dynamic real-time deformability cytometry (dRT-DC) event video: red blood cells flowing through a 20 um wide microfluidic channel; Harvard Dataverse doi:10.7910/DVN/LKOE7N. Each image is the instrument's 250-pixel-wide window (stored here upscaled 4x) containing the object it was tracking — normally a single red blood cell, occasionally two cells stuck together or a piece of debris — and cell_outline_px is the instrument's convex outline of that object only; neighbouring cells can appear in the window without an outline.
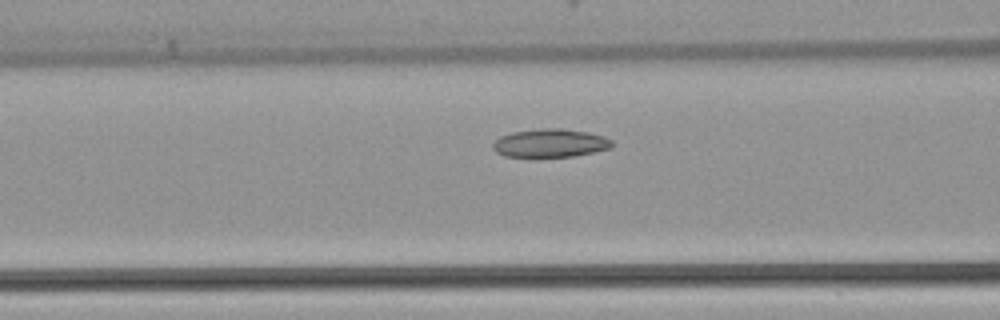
{"species": "common noctule bat (a hibernating species)", "species_latin": "Nyctalus noctula", "temperature_condition": "warm", "stored_images_in_passage": 25, "camera_frame_rate_fps": 3000, "um_per_image_px": 0.085, "animal": {"sex": "female", "body_mass_g": 22.7, "forearm_length_mm": 54.2}, "frame": {"image": 1, "passage_image": 6, "time_ms": 1.667, "image_size_px": [1000, 320], "cell_outline_px": [[612, 148], [572, 156], [532, 160], [504, 156], [496, 152], [492, 148], [492, 144], [500, 136], [512, 132], [540, 128], [560, 128], [588, 132], [604, 136], [612, 140]], "centroid_in_image_um": [46.7, 12.21], "position_along_channel_um": 119.9, "area_um2": 20.52}}
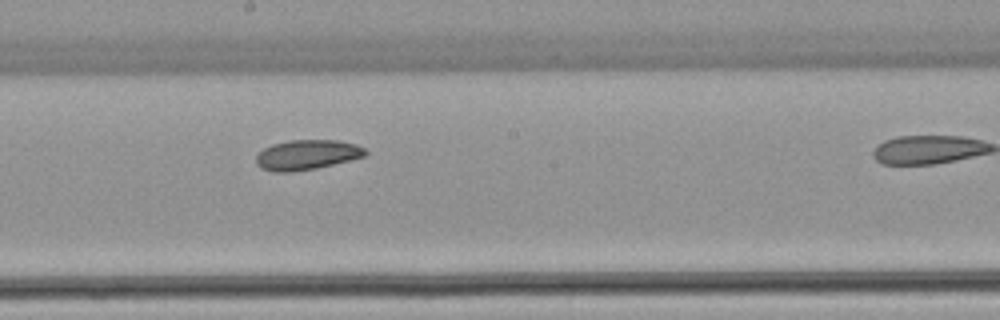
{"frame": {"image": 2, "passage_image": 13, "time_ms": 4.0, "image_size_px": [1000, 320], "cell_outline_px": [[368, 152], [364, 156], [316, 168], [292, 172], [272, 172], [260, 168], [256, 164], [256, 156], [264, 148], [272, 144], [288, 140], [336, 140], [356, 144], [364, 148]], "centroid_in_image_um": [26.05, 13.16], "position_along_channel_um": 222.2, "area_um2": 19.02}}
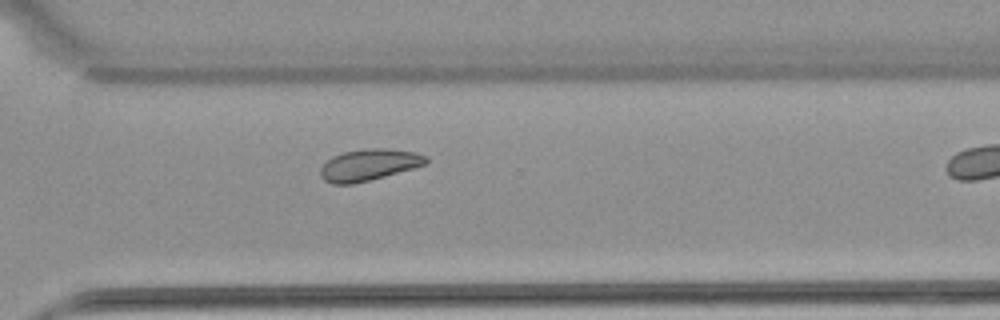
{"frame": {"image": 3, "passage_image": 21, "time_ms": 6.667, "image_size_px": [1000, 320], "cell_outline_px": [[428, 164], [384, 176], [352, 184], [332, 184], [324, 180], [320, 176], [320, 168], [332, 156], [344, 152], [364, 148], [380, 148], [416, 152], [424, 156], [428, 160]], "centroid_in_image_um": [31.34, 14.01], "position_along_channel_um": 339.3, "area_um2": 19.25}}